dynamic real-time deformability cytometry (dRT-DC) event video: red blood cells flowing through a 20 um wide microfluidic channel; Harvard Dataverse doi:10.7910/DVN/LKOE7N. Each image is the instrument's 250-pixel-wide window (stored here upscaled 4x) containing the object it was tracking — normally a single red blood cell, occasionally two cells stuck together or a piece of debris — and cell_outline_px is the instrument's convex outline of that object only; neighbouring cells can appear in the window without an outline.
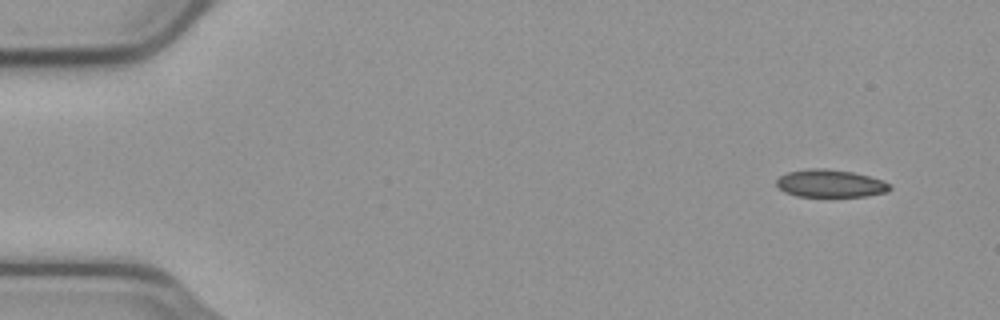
{"species": "common noctule bat (a hibernating species)", "species_latin": "Nyctalus noctula", "temperature_condition": "cold", "stored_images_in_passage": 52, "camera_frame_rate_fps": 3000, "um_per_image_px": 0.085, "animal": {"sex": "male", "body_mass_g": 23.1, "forearm_length_mm": 52.7}, "frame": {"image": 1, "passage_image": 1, "time_ms": 0.0, "image_size_px": [1000, 320], "cell_outline_px": [[892, 188], [888, 192], [864, 196], [796, 196], [784, 192], [776, 184], [776, 180], [780, 176], [788, 172], [808, 168], [824, 168], [852, 172], [868, 176], [892, 184]], "centroid_in_image_um": [70.57, 15.59], "position_along_channel_um": 14.4, "area_um2": 18.21}}
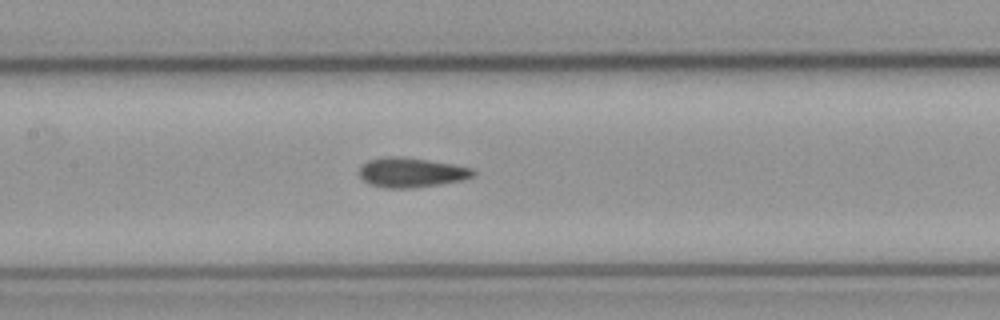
{"frame": {"image": 2, "passage_image": 23, "time_ms": 7.333, "image_size_px": [1000, 320], "cell_outline_px": [[476, 172], [472, 176], [464, 180], [440, 184], [412, 188], [384, 188], [368, 184], [360, 176], [360, 168], [368, 160], [384, 156], [396, 156], [428, 160], [452, 164], [472, 168]], "centroid_in_image_um": [34.95, 14.66], "position_along_channel_um": 172.4, "area_um2": 19.65}}
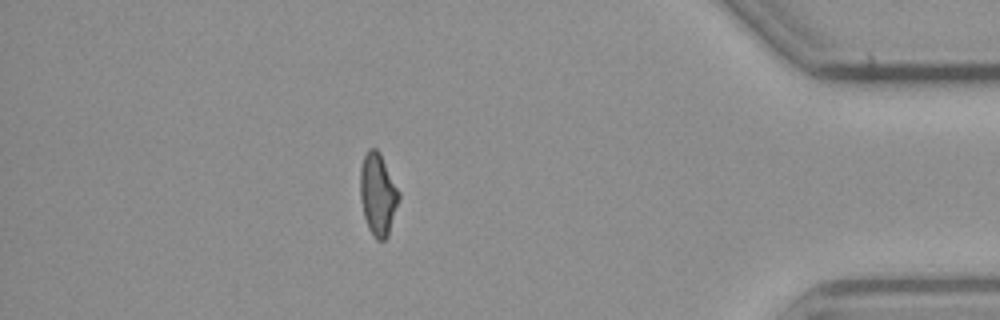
{"frame": {"image": 3, "passage_image": 45, "time_ms": 14.667, "image_size_px": [1000, 320], "cell_outline_px": [[400, 196], [388, 236], [384, 240], [376, 240], [372, 236], [368, 228], [364, 216], [360, 200], [360, 168], [364, 156], [368, 148], [376, 148], [380, 152], [400, 192]], "centroid_in_image_um": [32.11, 16.51], "position_along_channel_um": 403.1, "area_um2": 18.67}, "authors_computed_cell_mechanics": {"area_um2": 18.9584, "velocity_mm_per_s": 3.7421, "shape_relaxation_time_tau1_ms": null, "shape_relaxation_time_tau2_ms": 2.3149, "deformation_change_tau1": null, "deformation_change_tau2": 0.0684}}